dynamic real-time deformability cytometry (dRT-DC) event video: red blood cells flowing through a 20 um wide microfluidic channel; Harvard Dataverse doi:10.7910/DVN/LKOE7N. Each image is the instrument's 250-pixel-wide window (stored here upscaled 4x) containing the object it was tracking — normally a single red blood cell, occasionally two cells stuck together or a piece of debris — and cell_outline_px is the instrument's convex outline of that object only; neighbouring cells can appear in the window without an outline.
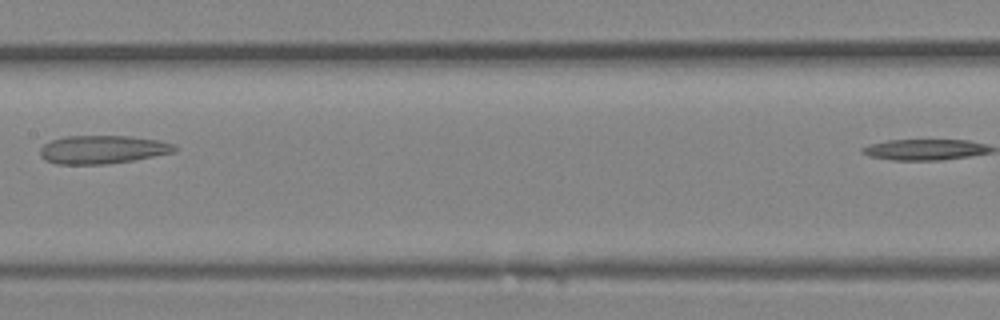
{"species": "Egyptian fruit bat (a non-hibernating species)", "species_latin": "Rousettus aegyptiacus", "temperature_condition": "room temperature", "stored_images_in_passage": 14, "segment_of_instrument_passage": [1, 2], "camera_frame_rate_fps": 3000, "um_per_image_px": 0.085, "animal": {"sex": "female"}, "frame": {"image": 1, "passage_image": 12, "time_ms": 3.667, "image_size_px": [1000, 320], "cell_outline_px": [[176, 152], [132, 160], [104, 164], [56, 164], [44, 160], [40, 156], [40, 148], [44, 144], [52, 140], [64, 136], [132, 136], [160, 140], [172, 144], [176, 148]], "centroid_in_image_um": [8.69, 12.7], "position_along_channel_um": 198.7, "area_um2": 22.2}}